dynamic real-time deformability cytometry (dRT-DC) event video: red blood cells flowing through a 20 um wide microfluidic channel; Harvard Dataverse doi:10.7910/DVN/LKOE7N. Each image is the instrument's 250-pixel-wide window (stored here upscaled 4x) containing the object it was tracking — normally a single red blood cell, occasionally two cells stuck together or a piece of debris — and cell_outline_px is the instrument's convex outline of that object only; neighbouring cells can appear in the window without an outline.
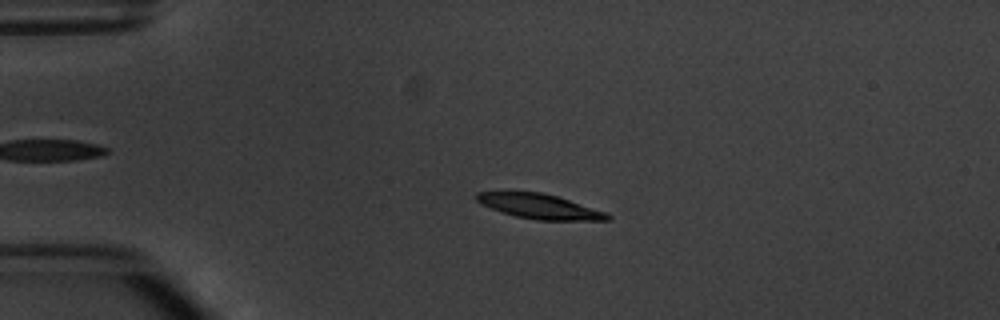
{"species": "common noctule bat (a hibernating species)", "species_latin": "Nyctalus noctula", "temperature_condition": "warm", "stored_images_in_passage": 4, "camera_frame_rate_fps": 3000, "um_per_image_px": 0.085, "animal": {"sex": "male", "body_mass_g": 20.1, "forearm_length_mm": 53.5}, "frame": {"image": 1, "passage_image": 3, "time_ms": 2.333, "image_size_px": [1000, 320], "cell_outline_px": [[612, 216], [608, 220], [536, 220], [516, 216], [500, 212], [480, 204], [476, 200], [476, 192], [540, 192], [556, 196], [604, 212]], "centroid_in_image_um": [45.79, 17.55], "position_along_channel_um": 39.2, "area_um2": 18.55}}